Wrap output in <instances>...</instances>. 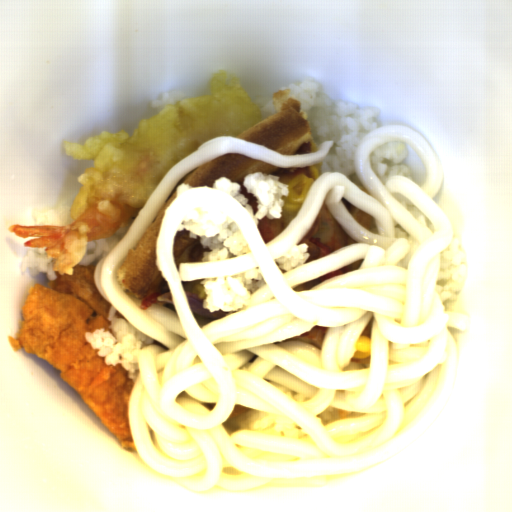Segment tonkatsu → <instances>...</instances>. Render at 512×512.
I'll list each match as a JSON object with an SVG mask.
<instances>
[{
	"label": "tonkatsu",
	"mask_w": 512,
	"mask_h": 512,
	"mask_svg": "<svg viewBox=\"0 0 512 512\" xmlns=\"http://www.w3.org/2000/svg\"><path fill=\"white\" fill-rule=\"evenodd\" d=\"M97 266V265H96ZM96 266H73V275L44 276L28 293L13 351H27L57 369L125 451L135 452L128 403L134 383L120 364L108 365L85 334L106 329L111 303L99 292Z\"/></svg>",
	"instance_id": "tonkatsu-1"
}]
</instances>
